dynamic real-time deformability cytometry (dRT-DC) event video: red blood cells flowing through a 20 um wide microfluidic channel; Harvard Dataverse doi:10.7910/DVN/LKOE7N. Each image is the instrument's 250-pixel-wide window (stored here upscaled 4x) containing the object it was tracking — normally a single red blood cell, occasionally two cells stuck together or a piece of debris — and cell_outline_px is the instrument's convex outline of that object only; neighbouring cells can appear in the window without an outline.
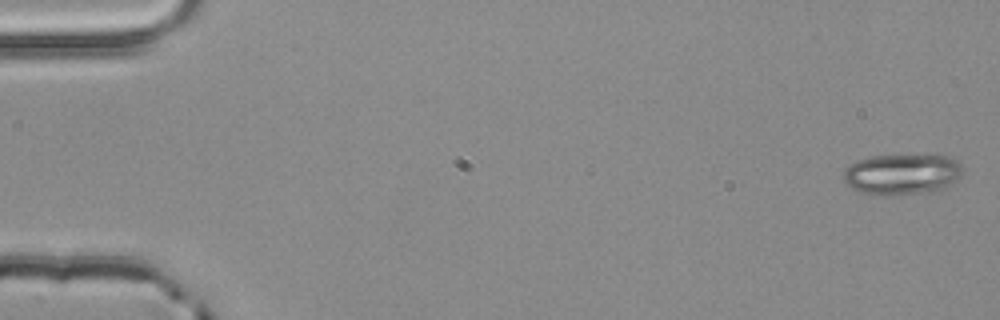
{"species": "common noctule bat (a hibernating species)", "species_latin": "Nyctalus noctula", "temperature_condition": "room temperature", "stored_images_in_passage": 4, "camera_frame_rate_fps": 3000, "um_per_image_px": 0.085, "animal": {"sex": "male", "body_mass_g": 20.4}, "frame": {"image": 1, "passage_image": 1, "time_ms": 0.0, "image_size_px": [1000, 320], "cell_outline_px": [[964, 168], [960, 176], [944, 188], [936, 192], [888, 196], [884, 196], [856, 192], [844, 184], [844, 168], [848, 164], [872, 156], [948, 156], [956, 160]], "centroid_in_image_um": [76.63, 14.85], "position_along_channel_um": 8.4, "area_um2": 28.67}}
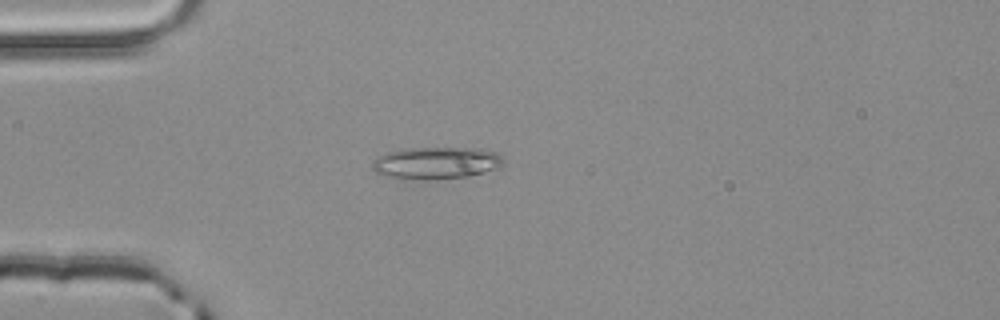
{"frame": {"image": 2, "passage_image": 4, "time_ms": 1.0, "image_size_px": [1000, 320], "cell_outline_px": [[504, 164], [500, 168], [468, 176], [424, 180], [404, 180], [384, 176], [376, 172], [372, 168], [372, 160], [388, 152], [404, 148], [484, 148], [496, 152], [504, 160]], "centroid_in_image_um": [37.07, 13.86], "position_along_channel_um": 47.9, "area_um2": 24.91}}